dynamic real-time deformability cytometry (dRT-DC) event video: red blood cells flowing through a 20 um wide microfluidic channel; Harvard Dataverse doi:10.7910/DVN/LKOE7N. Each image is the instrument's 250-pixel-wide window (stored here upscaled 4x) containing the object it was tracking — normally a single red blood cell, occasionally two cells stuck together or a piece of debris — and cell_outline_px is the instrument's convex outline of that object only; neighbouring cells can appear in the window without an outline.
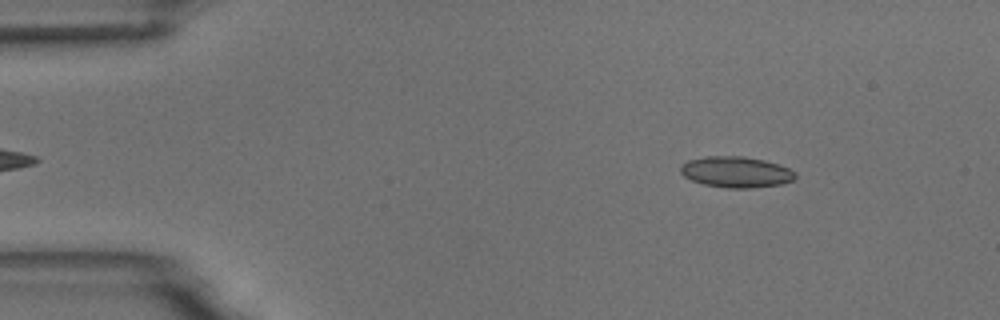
{"species": "common noctule bat (a hibernating species)", "species_latin": "Nyctalus noctula", "temperature_condition": "room temperature", "stored_images_in_passage": 5, "segment_of_instrument_passage": [2, 2], "camera_frame_rate_fps": 3000, "um_per_image_px": 0.085, "animal": {"sex": "male", "body_mass_g": 18.8}, "frame": {"image": 1, "passage_image": 5, "time_ms": 5.333, "image_size_px": [1000, 320], "cell_outline_px": [[796, 176], [792, 180], [780, 184], [752, 188], [728, 188], [704, 184], [692, 180], [684, 176], [680, 172], [680, 164], [688, 160], [704, 156], [744, 156], [764, 160], [788, 168], [796, 172]], "centroid_in_image_um": [62.53, 14.61], "position_along_channel_um": 22.5, "area_um2": 20.69}}